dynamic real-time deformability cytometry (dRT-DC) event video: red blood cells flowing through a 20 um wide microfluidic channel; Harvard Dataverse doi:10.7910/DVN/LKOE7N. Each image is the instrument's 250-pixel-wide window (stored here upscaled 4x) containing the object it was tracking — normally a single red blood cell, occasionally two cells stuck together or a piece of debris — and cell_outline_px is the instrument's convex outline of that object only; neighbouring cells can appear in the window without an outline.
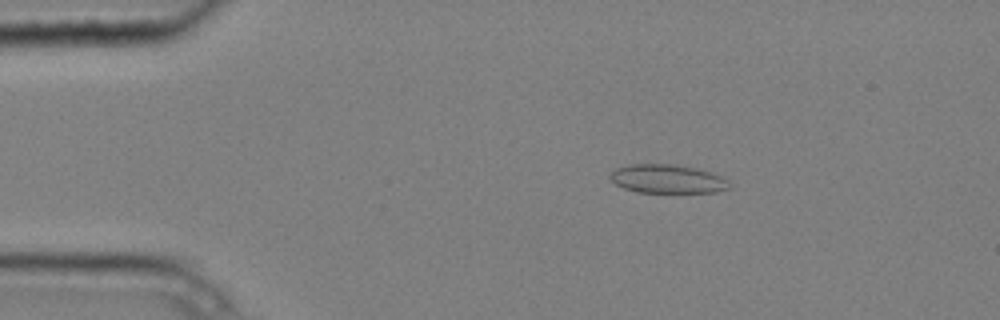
{"species": "common noctule bat (a hibernating species)", "species_latin": "Nyctalus noctula", "temperature_condition": "cold", "stored_images_in_passage": 6, "camera_frame_rate_fps": 3000, "um_per_image_px": 0.085, "animal": {"sex": "male", "body_mass_g": 20.4}, "frame": {"image": 1, "passage_image": 1, "time_ms": 0.0, "image_size_px": [1000, 320], "cell_outline_px": [[732, 188], [716, 192], [636, 192], [624, 188], [616, 184], [608, 176], [616, 168], [628, 164], [676, 164], [696, 168], [712, 172], [728, 180], [732, 184]], "centroid_in_image_um": [56.77, 15.2], "position_along_channel_um": 28.2, "area_um2": 20.11}}
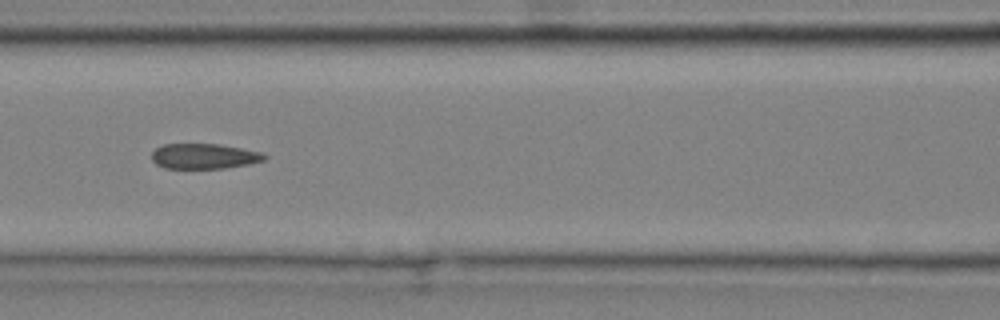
{"frame": {"image": 2, "passage_image": 5, "time_ms": 1.333, "image_size_px": [1000, 320], "cell_outline_px": [[268, 156], [264, 160], [248, 164], [224, 168], [164, 168], [156, 164], [152, 160], [152, 152], [156, 148], [164, 144], [220, 144], [244, 148], [264, 152]], "centroid_in_image_um": [17.38, 13.27], "position_along_channel_um": 149.2, "area_um2": 16.7}}
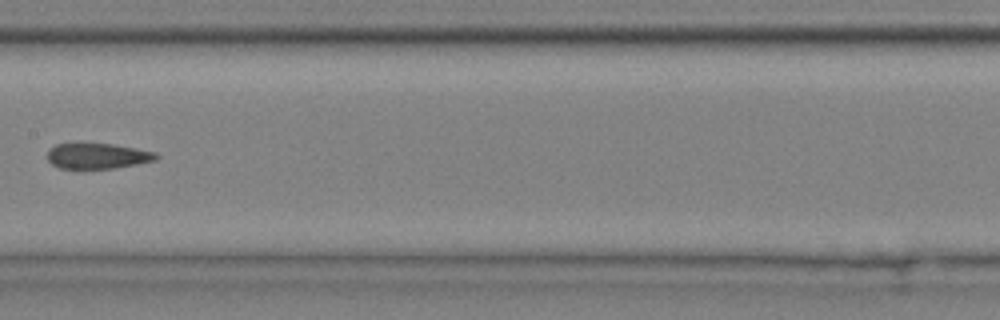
{"frame": {"image": 3, "passage_image": 6, "time_ms": 1.667, "image_size_px": [1000, 320], "cell_outline_px": [[160, 156], [156, 160], [136, 164], [112, 168], [60, 168], [52, 164], [48, 160], [48, 148], [56, 144], [84, 140], [112, 144], [136, 148], [156, 152]], "centroid_in_image_um": [8.25, 13.2], "position_along_channel_um": 199.2, "area_um2": 16.82}}